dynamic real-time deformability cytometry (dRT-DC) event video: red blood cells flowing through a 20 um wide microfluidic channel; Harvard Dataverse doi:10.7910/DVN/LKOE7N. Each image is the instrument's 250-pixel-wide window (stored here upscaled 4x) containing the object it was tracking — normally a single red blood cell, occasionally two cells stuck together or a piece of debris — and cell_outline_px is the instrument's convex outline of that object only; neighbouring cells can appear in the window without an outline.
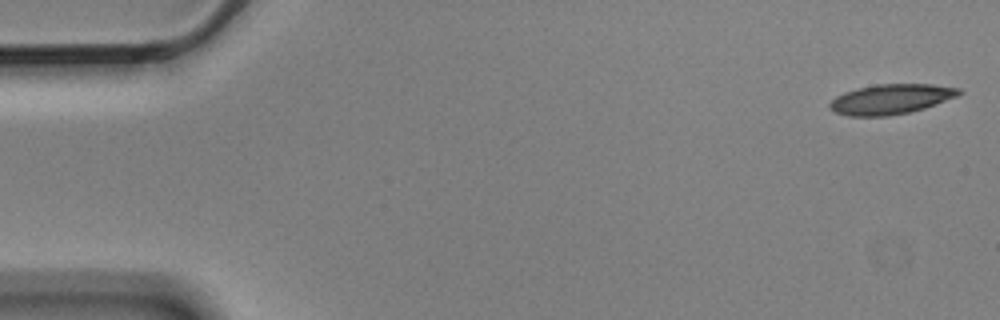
{"species": "Egyptian fruit bat (a non-hibernating species)", "species_latin": "Rousettus aegyptiacus", "temperature_condition": "cold", "stored_images_in_passage": 5, "segment_of_instrument_passage": [1, 2], "camera_frame_rate_fps": 3000, "um_per_image_px": 0.085, "animal": {"sex": "male"}, "frame": {"image": 1, "passage_image": 1, "time_ms": 0.0, "image_size_px": [1000, 320], "cell_outline_px": [[964, 92], [956, 96], [924, 108], [908, 112], [888, 116], [848, 116], [836, 112], [828, 108], [828, 104], [836, 96], [844, 92], [876, 84], [932, 84], [960, 88]], "centroid_in_image_um": [75.71, 8.42], "position_along_channel_um": 9.3, "area_um2": 22.43}}